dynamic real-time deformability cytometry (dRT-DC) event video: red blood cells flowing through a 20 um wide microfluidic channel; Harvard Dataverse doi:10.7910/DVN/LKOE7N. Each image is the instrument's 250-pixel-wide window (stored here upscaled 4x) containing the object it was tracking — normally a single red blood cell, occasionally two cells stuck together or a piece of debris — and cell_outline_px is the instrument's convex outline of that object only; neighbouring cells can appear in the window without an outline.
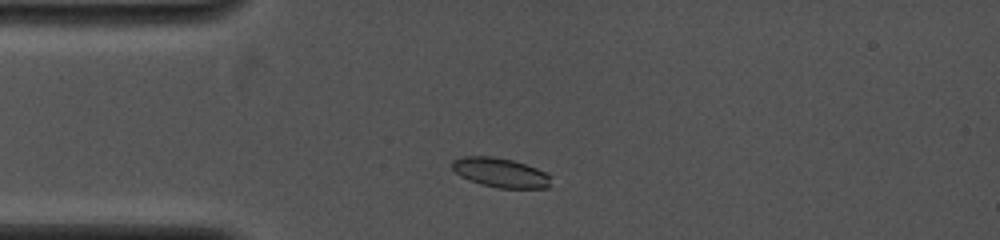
{"species": "common noctule bat (a hibernating species)", "species_latin": "Nyctalus noctula", "temperature_condition": "cold", "stored_images_in_passage": 19, "camera_frame_rate_fps": 4000, "um_per_image_px": 0.085, "animal": {"sex": "female", "body_mass_g": 19.0, "forearm_length_mm": 53.3}, "frame": {"image": 1, "passage_image": 4, "time_ms": 1.25, "image_size_px": [1000, 240], "cell_outline_px": [[552, 176], [548, 188], [496, 188], [480, 184], [468, 180], [460, 176], [452, 168], [452, 160], [464, 156], [492, 156], [512, 160], [536, 168]], "centroid_in_image_um": [42.52, 14.68], "position_along_channel_um": 42.5, "area_um2": 16.99}}
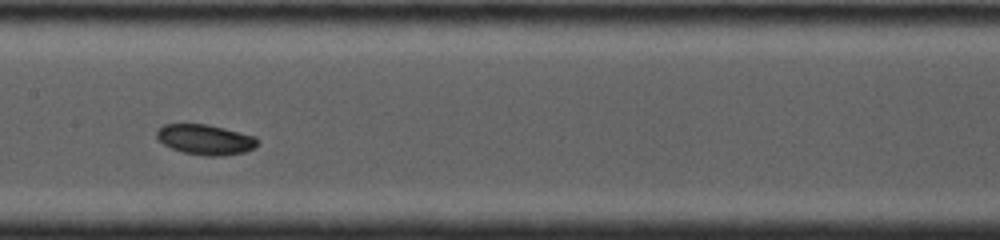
{"frame": {"image": 2, "passage_image": 12, "time_ms": 5.25, "image_size_px": [1000, 240], "cell_outline_px": [[260, 144], [244, 152], [220, 156], [204, 156], [184, 152], [172, 148], [164, 144], [156, 136], [156, 132], [164, 124], [208, 124], [256, 136], [260, 140]], "centroid_in_image_um": [17.5, 11.86], "position_along_channel_um": 189.9, "area_um2": 17.74}}
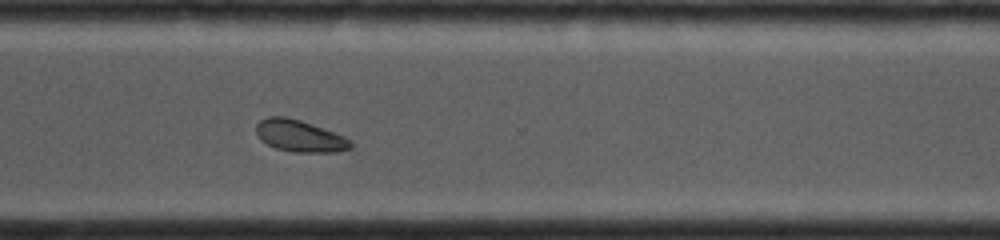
{"frame": {"image": 3, "passage_image": 19, "time_ms": 9.0, "image_size_px": [1000, 240], "cell_outline_px": [[352, 148], [336, 152], [292, 152], [276, 148], [268, 144], [256, 132], [256, 124], [260, 120], [268, 116], [284, 116], [300, 120], [312, 124], [344, 136], [352, 140]], "centroid_in_image_um": [25.5, 11.55], "position_along_channel_um": 345.1, "area_um2": 17.4}}